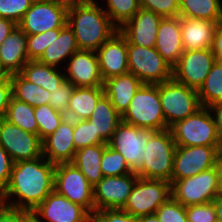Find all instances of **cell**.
<instances>
[{"instance_id":"e0dca14e","label":"cell","mask_w":222,"mask_h":222,"mask_svg":"<svg viewBox=\"0 0 222 222\" xmlns=\"http://www.w3.org/2000/svg\"><path fill=\"white\" fill-rule=\"evenodd\" d=\"M67 24V11L53 1H34L18 26L27 34L61 29Z\"/></svg>"},{"instance_id":"7c38bea8","label":"cell","mask_w":222,"mask_h":222,"mask_svg":"<svg viewBox=\"0 0 222 222\" xmlns=\"http://www.w3.org/2000/svg\"><path fill=\"white\" fill-rule=\"evenodd\" d=\"M152 132L121 121L107 145L118 151L136 173L143 165L146 142Z\"/></svg>"},{"instance_id":"ab89813d","label":"cell","mask_w":222,"mask_h":222,"mask_svg":"<svg viewBox=\"0 0 222 222\" xmlns=\"http://www.w3.org/2000/svg\"><path fill=\"white\" fill-rule=\"evenodd\" d=\"M160 222H188L186 206L170 197L155 212Z\"/></svg>"},{"instance_id":"30bf717a","label":"cell","mask_w":222,"mask_h":222,"mask_svg":"<svg viewBox=\"0 0 222 222\" xmlns=\"http://www.w3.org/2000/svg\"><path fill=\"white\" fill-rule=\"evenodd\" d=\"M217 164L192 177L171 181V197L183 206L212 202L217 196Z\"/></svg>"},{"instance_id":"2e32d148","label":"cell","mask_w":222,"mask_h":222,"mask_svg":"<svg viewBox=\"0 0 222 222\" xmlns=\"http://www.w3.org/2000/svg\"><path fill=\"white\" fill-rule=\"evenodd\" d=\"M138 177L135 172L103 177L93 187L95 212L104 209H122Z\"/></svg>"},{"instance_id":"44dd1931","label":"cell","mask_w":222,"mask_h":222,"mask_svg":"<svg viewBox=\"0 0 222 222\" xmlns=\"http://www.w3.org/2000/svg\"><path fill=\"white\" fill-rule=\"evenodd\" d=\"M162 18V16L152 11L140 8L139 11L118 30L131 44L155 47L159 23Z\"/></svg>"},{"instance_id":"9a60e30c","label":"cell","mask_w":222,"mask_h":222,"mask_svg":"<svg viewBox=\"0 0 222 222\" xmlns=\"http://www.w3.org/2000/svg\"><path fill=\"white\" fill-rule=\"evenodd\" d=\"M92 215L78 204L53 190L32 210L34 222H88Z\"/></svg>"},{"instance_id":"5b68a950","label":"cell","mask_w":222,"mask_h":222,"mask_svg":"<svg viewBox=\"0 0 222 222\" xmlns=\"http://www.w3.org/2000/svg\"><path fill=\"white\" fill-rule=\"evenodd\" d=\"M176 146H222L214 117L208 107L170 127Z\"/></svg>"},{"instance_id":"74e56055","label":"cell","mask_w":222,"mask_h":222,"mask_svg":"<svg viewBox=\"0 0 222 222\" xmlns=\"http://www.w3.org/2000/svg\"><path fill=\"white\" fill-rule=\"evenodd\" d=\"M73 142L75 150H79L90 145L106 144L97 134H95L92 122H89L87 119L74 120Z\"/></svg>"},{"instance_id":"7bdbcfd3","label":"cell","mask_w":222,"mask_h":222,"mask_svg":"<svg viewBox=\"0 0 222 222\" xmlns=\"http://www.w3.org/2000/svg\"><path fill=\"white\" fill-rule=\"evenodd\" d=\"M52 42V29L40 34L27 35L29 60H38Z\"/></svg>"},{"instance_id":"4dcf8cb0","label":"cell","mask_w":222,"mask_h":222,"mask_svg":"<svg viewBox=\"0 0 222 222\" xmlns=\"http://www.w3.org/2000/svg\"><path fill=\"white\" fill-rule=\"evenodd\" d=\"M12 96L31 106L38 107L48 104L50 92L39 85L26 80L20 73L10 75Z\"/></svg>"},{"instance_id":"7402d4cb","label":"cell","mask_w":222,"mask_h":222,"mask_svg":"<svg viewBox=\"0 0 222 222\" xmlns=\"http://www.w3.org/2000/svg\"><path fill=\"white\" fill-rule=\"evenodd\" d=\"M155 48L169 65L173 67L177 63L184 52L180 16L162 18L159 23Z\"/></svg>"},{"instance_id":"d6a6232c","label":"cell","mask_w":222,"mask_h":222,"mask_svg":"<svg viewBox=\"0 0 222 222\" xmlns=\"http://www.w3.org/2000/svg\"><path fill=\"white\" fill-rule=\"evenodd\" d=\"M4 119L22 130L38 135L34 107L11 96Z\"/></svg>"},{"instance_id":"db71d44e","label":"cell","mask_w":222,"mask_h":222,"mask_svg":"<svg viewBox=\"0 0 222 222\" xmlns=\"http://www.w3.org/2000/svg\"><path fill=\"white\" fill-rule=\"evenodd\" d=\"M217 194L222 195V154L217 161Z\"/></svg>"},{"instance_id":"836d02e7","label":"cell","mask_w":222,"mask_h":222,"mask_svg":"<svg viewBox=\"0 0 222 222\" xmlns=\"http://www.w3.org/2000/svg\"><path fill=\"white\" fill-rule=\"evenodd\" d=\"M202 107L222 102V62L215 61L203 85L198 90Z\"/></svg>"},{"instance_id":"8d00e7d4","label":"cell","mask_w":222,"mask_h":222,"mask_svg":"<svg viewBox=\"0 0 222 222\" xmlns=\"http://www.w3.org/2000/svg\"><path fill=\"white\" fill-rule=\"evenodd\" d=\"M101 171L103 176H120L132 173L125 158L118 152L106 146L101 158Z\"/></svg>"},{"instance_id":"f6af8a7d","label":"cell","mask_w":222,"mask_h":222,"mask_svg":"<svg viewBox=\"0 0 222 222\" xmlns=\"http://www.w3.org/2000/svg\"><path fill=\"white\" fill-rule=\"evenodd\" d=\"M95 222H137V218L122 209H104L92 215Z\"/></svg>"},{"instance_id":"ac0fdd59","label":"cell","mask_w":222,"mask_h":222,"mask_svg":"<svg viewBox=\"0 0 222 222\" xmlns=\"http://www.w3.org/2000/svg\"><path fill=\"white\" fill-rule=\"evenodd\" d=\"M63 66L66 80L72 82L76 87L104 85L98 58L93 50H77Z\"/></svg>"},{"instance_id":"bcb514c9","label":"cell","mask_w":222,"mask_h":222,"mask_svg":"<svg viewBox=\"0 0 222 222\" xmlns=\"http://www.w3.org/2000/svg\"><path fill=\"white\" fill-rule=\"evenodd\" d=\"M32 211L15 209L0 203V222H30Z\"/></svg>"},{"instance_id":"5bb4252c","label":"cell","mask_w":222,"mask_h":222,"mask_svg":"<svg viewBox=\"0 0 222 222\" xmlns=\"http://www.w3.org/2000/svg\"><path fill=\"white\" fill-rule=\"evenodd\" d=\"M0 145L13 162L33 160L42 156V140L5 119L0 120Z\"/></svg>"},{"instance_id":"d6986e66","label":"cell","mask_w":222,"mask_h":222,"mask_svg":"<svg viewBox=\"0 0 222 222\" xmlns=\"http://www.w3.org/2000/svg\"><path fill=\"white\" fill-rule=\"evenodd\" d=\"M95 52L104 81L129 73L127 38L119 30Z\"/></svg>"},{"instance_id":"1f68e13d","label":"cell","mask_w":222,"mask_h":222,"mask_svg":"<svg viewBox=\"0 0 222 222\" xmlns=\"http://www.w3.org/2000/svg\"><path fill=\"white\" fill-rule=\"evenodd\" d=\"M179 16L222 21V0H179Z\"/></svg>"},{"instance_id":"681fc988","label":"cell","mask_w":222,"mask_h":222,"mask_svg":"<svg viewBox=\"0 0 222 222\" xmlns=\"http://www.w3.org/2000/svg\"><path fill=\"white\" fill-rule=\"evenodd\" d=\"M211 49L216 56V60L222 62V21L219 22L215 31Z\"/></svg>"},{"instance_id":"52a82bcc","label":"cell","mask_w":222,"mask_h":222,"mask_svg":"<svg viewBox=\"0 0 222 222\" xmlns=\"http://www.w3.org/2000/svg\"><path fill=\"white\" fill-rule=\"evenodd\" d=\"M128 70L143 84H158L172 79V66L157 52L155 47L131 44L127 40Z\"/></svg>"},{"instance_id":"9f6ffc18","label":"cell","mask_w":222,"mask_h":222,"mask_svg":"<svg viewBox=\"0 0 222 222\" xmlns=\"http://www.w3.org/2000/svg\"><path fill=\"white\" fill-rule=\"evenodd\" d=\"M137 222H160L156 214L137 217Z\"/></svg>"},{"instance_id":"ee69618b","label":"cell","mask_w":222,"mask_h":222,"mask_svg":"<svg viewBox=\"0 0 222 222\" xmlns=\"http://www.w3.org/2000/svg\"><path fill=\"white\" fill-rule=\"evenodd\" d=\"M186 214L188 222H217L213 202L186 206Z\"/></svg>"},{"instance_id":"f1b7e54d","label":"cell","mask_w":222,"mask_h":222,"mask_svg":"<svg viewBox=\"0 0 222 222\" xmlns=\"http://www.w3.org/2000/svg\"><path fill=\"white\" fill-rule=\"evenodd\" d=\"M20 74L29 82L39 85L49 92H53L56 87L61 86L66 80L62 68L42 64L37 60H29Z\"/></svg>"},{"instance_id":"8992f818","label":"cell","mask_w":222,"mask_h":222,"mask_svg":"<svg viewBox=\"0 0 222 222\" xmlns=\"http://www.w3.org/2000/svg\"><path fill=\"white\" fill-rule=\"evenodd\" d=\"M159 96L166 125L169 128L202 108L198 90L173 79L159 83Z\"/></svg>"},{"instance_id":"cb8c5ba5","label":"cell","mask_w":222,"mask_h":222,"mask_svg":"<svg viewBox=\"0 0 222 222\" xmlns=\"http://www.w3.org/2000/svg\"><path fill=\"white\" fill-rule=\"evenodd\" d=\"M217 21L181 17V37L184 51L211 49Z\"/></svg>"},{"instance_id":"603a6c76","label":"cell","mask_w":222,"mask_h":222,"mask_svg":"<svg viewBox=\"0 0 222 222\" xmlns=\"http://www.w3.org/2000/svg\"><path fill=\"white\" fill-rule=\"evenodd\" d=\"M27 34L17 25L0 45V65L7 75L20 73L29 61Z\"/></svg>"},{"instance_id":"816d5d0a","label":"cell","mask_w":222,"mask_h":222,"mask_svg":"<svg viewBox=\"0 0 222 222\" xmlns=\"http://www.w3.org/2000/svg\"><path fill=\"white\" fill-rule=\"evenodd\" d=\"M16 26L12 20L0 17V45Z\"/></svg>"},{"instance_id":"ffe728a7","label":"cell","mask_w":222,"mask_h":222,"mask_svg":"<svg viewBox=\"0 0 222 222\" xmlns=\"http://www.w3.org/2000/svg\"><path fill=\"white\" fill-rule=\"evenodd\" d=\"M73 133L74 120L65 117L59 127L42 140V155L53 164L72 162L76 152Z\"/></svg>"},{"instance_id":"e575fe53","label":"cell","mask_w":222,"mask_h":222,"mask_svg":"<svg viewBox=\"0 0 222 222\" xmlns=\"http://www.w3.org/2000/svg\"><path fill=\"white\" fill-rule=\"evenodd\" d=\"M103 10L111 22L119 29L141 8L140 0H106Z\"/></svg>"},{"instance_id":"6f0895ef","label":"cell","mask_w":222,"mask_h":222,"mask_svg":"<svg viewBox=\"0 0 222 222\" xmlns=\"http://www.w3.org/2000/svg\"><path fill=\"white\" fill-rule=\"evenodd\" d=\"M7 76V74L5 73V71L1 68V65H0V79L1 78H4V77H6Z\"/></svg>"},{"instance_id":"f35d334b","label":"cell","mask_w":222,"mask_h":222,"mask_svg":"<svg viewBox=\"0 0 222 222\" xmlns=\"http://www.w3.org/2000/svg\"><path fill=\"white\" fill-rule=\"evenodd\" d=\"M34 0H0V17L19 24Z\"/></svg>"},{"instance_id":"484cf974","label":"cell","mask_w":222,"mask_h":222,"mask_svg":"<svg viewBox=\"0 0 222 222\" xmlns=\"http://www.w3.org/2000/svg\"><path fill=\"white\" fill-rule=\"evenodd\" d=\"M143 83L132 73L115 76L104 81L105 95L115 110L122 115Z\"/></svg>"},{"instance_id":"d590c367","label":"cell","mask_w":222,"mask_h":222,"mask_svg":"<svg viewBox=\"0 0 222 222\" xmlns=\"http://www.w3.org/2000/svg\"><path fill=\"white\" fill-rule=\"evenodd\" d=\"M34 115L38 125V136L41 140L53 133L66 117L65 114L55 110L49 104L35 107Z\"/></svg>"},{"instance_id":"b9f144b4","label":"cell","mask_w":222,"mask_h":222,"mask_svg":"<svg viewBox=\"0 0 222 222\" xmlns=\"http://www.w3.org/2000/svg\"><path fill=\"white\" fill-rule=\"evenodd\" d=\"M140 7L163 18L179 16V0H140Z\"/></svg>"},{"instance_id":"11a10c76","label":"cell","mask_w":222,"mask_h":222,"mask_svg":"<svg viewBox=\"0 0 222 222\" xmlns=\"http://www.w3.org/2000/svg\"><path fill=\"white\" fill-rule=\"evenodd\" d=\"M212 202L216 209L217 222H222V195H218Z\"/></svg>"},{"instance_id":"4fadbf2b","label":"cell","mask_w":222,"mask_h":222,"mask_svg":"<svg viewBox=\"0 0 222 222\" xmlns=\"http://www.w3.org/2000/svg\"><path fill=\"white\" fill-rule=\"evenodd\" d=\"M215 61L216 56L212 49L184 51L172 67V79L199 90Z\"/></svg>"},{"instance_id":"680465c9","label":"cell","mask_w":222,"mask_h":222,"mask_svg":"<svg viewBox=\"0 0 222 222\" xmlns=\"http://www.w3.org/2000/svg\"><path fill=\"white\" fill-rule=\"evenodd\" d=\"M34 1H53V0H34Z\"/></svg>"},{"instance_id":"c3c4849f","label":"cell","mask_w":222,"mask_h":222,"mask_svg":"<svg viewBox=\"0 0 222 222\" xmlns=\"http://www.w3.org/2000/svg\"><path fill=\"white\" fill-rule=\"evenodd\" d=\"M11 96L12 83L10 75H7L0 79V120L5 117Z\"/></svg>"},{"instance_id":"3957f363","label":"cell","mask_w":222,"mask_h":222,"mask_svg":"<svg viewBox=\"0 0 222 222\" xmlns=\"http://www.w3.org/2000/svg\"><path fill=\"white\" fill-rule=\"evenodd\" d=\"M176 151L171 129L153 131L145 146L142 167L136 172L140 178L172 181Z\"/></svg>"},{"instance_id":"7a4b0ae2","label":"cell","mask_w":222,"mask_h":222,"mask_svg":"<svg viewBox=\"0 0 222 222\" xmlns=\"http://www.w3.org/2000/svg\"><path fill=\"white\" fill-rule=\"evenodd\" d=\"M67 24L73 30L78 48L83 50L96 51L118 31L96 0L67 11Z\"/></svg>"},{"instance_id":"8fae6325","label":"cell","mask_w":222,"mask_h":222,"mask_svg":"<svg viewBox=\"0 0 222 222\" xmlns=\"http://www.w3.org/2000/svg\"><path fill=\"white\" fill-rule=\"evenodd\" d=\"M222 146H176L172 180L197 175L216 166Z\"/></svg>"},{"instance_id":"83f0119b","label":"cell","mask_w":222,"mask_h":222,"mask_svg":"<svg viewBox=\"0 0 222 222\" xmlns=\"http://www.w3.org/2000/svg\"><path fill=\"white\" fill-rule=\"evenodd\" d=\"M105 94L103 86L76 87L69 100L67 118L85 120L91 117L99 99Z\"/></svg>"},{"instance_id":"f5cc1de1","label":"cell","mask_w":222,"mask_h":222,"mask_svg":"<svg viewBox=\"0 0 222 222\" xmlns=\"http://www.w3.org/2000/svg\"><path fill=\"white\" fill-rule=\"evenodd\" d=\"M92 1L93 0H53L54 3L64 8L66 11L84 6Z\"/></svg>"},{"instance_id":"277c9868","label":"cell","mask_w":222,"mask_h":222,"mask_svg":"<svg viewBox=\"0 0 222 222\" xmlns=\"http://www.w3.org/2000/svg\"><path fill=\"white\" fill-rule=\"evenodd\" d=\"M122 121L141 129L162 131L169 129L162 111L158 84H143L133 96Z\"/></svg>"},{"instance_id":"60d3db41","label":"cell","mask_w":222,"mask_h":222,"mask_svg":"<svg viewBox=\"0 0 222 222\" xmlns=\"http://www.w3.org/2000/svg\"><path fill=\"white\" fill-rule=\"evenodd\" d=\"M76 86L65 80L61 86L56 87L53 92H50L48 104L55 110L66 114L69 106V100Z\"/></svg>"},{"instance_id":"4316f807","label":"cell","mask_w":222,"mask_h":222,"mask_svg":"<svg viewBox=\"0 0 222 222\" xmlns=\"http://www.w3.org/2000/svg\"><path fill=\"white\" fill-rule=\"evenodd\" d=\"M87 120L92 122L95 134L107 144L122 118L115 110L110 99L104 94L95 106L91 117Z\"/></svg>"},{"instance_id":"6da1fadb","label":"cell","mask_w":222,"mask_h":222,"mask_svg":"<svg viewBox=\"0 0 222 222\" xmlns=\"http://www.w3.org/2000/svg\"><path fill=\"white\" fill-rule=\"evenodd\" d=\"M54 171L55 164L43 155L14 162L8 185L0 194V203L15 209L34 210L54 190Z\"/></svg>"},{"instance_id":"f907efd6","label":"cell","mask_w":222,"mask_h":222,"mask_svg":"<svg viewBox=\"0 0 222 222\" xmlns=\"http://www.w3.org/2000/svg\"><path fill=\"white\" fill-rule=\"evenodd\" d=\"M217 127L219 136L222 138V102H218L209 107Z\"/></svg>"},{"instance_id":"9c48e42d","label":"cell","mask_w":222,"mask_h":222,"mask_svg":"<svg viewBox=\"0 0 222 222\" xmlns=\"http://www.w3.org/2000/svg\"><path fill=\"white\" fill-rule=\"evenodd\" d=\"M170 197L171 182L138 177L122 210L136 218L155 214Z\"/></svg>"},{"instance_id":"91938a15","label":"cell","mask_w":222,"mask_h":222,"mask_svg":"<svg viewBox=\"0 0 222 222\" xmlns=\"http://www.w3.org/2000/svg\"><path fill=\"white\" fill-rule=\"evenodd\" d=\"M88 222H95V221L93 220V218H91Z\"/></svg>"},{"instance_id":"f546056e","label":"cell","mask_w":222,"mask_h":222,"mask_svg":"<svg viewBox=\"0 0 222 222\" xmlns=\"http://www.w3.org/2000/svg\"><path fill=\"white\" fill-rule=\"evenodd\" d=\"M106 146L107 144L90 145L76 150L72 161L93 187L104 177L100 162Z\"/></svg>"},{"instance_id":"d4e9b609","label":"cell","mask_w":222,"mask_h":222,"mask_svg":"<svg viewBox=\"0 0 222 222\" xmlns=\"http://www.w3.org/2000/svg\"><path fill=\"white\" fill-rule=\"evenodd\" d=\"M79 50L73 30L66 24L61 29H52V42L37 60L42 64L61 68L63 62Z\"/></svg>"},{"instance_id":"ba28073f","label":"cell","mask_w":222,"mask_h":222,"mask_svg":"<svg viewBox=\"0 0 222 222\" xmlns=\"http://www.w3.org/2000/svg\"><path fill=\"white\" fill-rule=\"evenodd\" d=\"M54 190L91 215L95 213L93 186L72 162L55 164Z\"/></svg>"},{"instance_id":"7dc6e473","label":"cell","mask_w":222,"mask_h":222,"mask_svg":"<svg viewBox=\"0 0 222 222\" xmlns=\"http://www.w3.org/2000/svg\"><path fill=\"white\" fill-rule=\"evenodd\" d=\"M14 162L7 151L0 145V194L8 185Z\"/></svg>"}]
</instances>
